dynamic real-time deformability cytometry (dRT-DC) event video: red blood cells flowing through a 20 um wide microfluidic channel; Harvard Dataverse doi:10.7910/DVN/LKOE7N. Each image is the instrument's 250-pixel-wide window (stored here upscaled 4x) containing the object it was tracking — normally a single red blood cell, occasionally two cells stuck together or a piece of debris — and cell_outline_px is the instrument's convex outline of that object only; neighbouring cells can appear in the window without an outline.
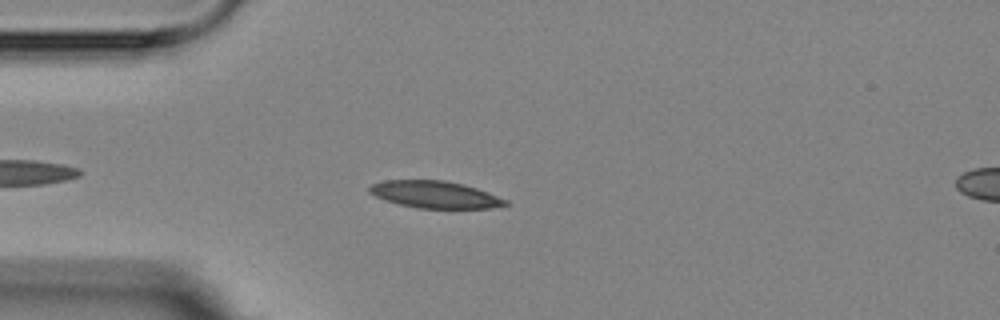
{"species": "Egyptian fruit bat (a non-hibernating species)", "species_latin": "Rousettus aegyptiacus", "temperature_condition": "room temperature", "stored_images_in_passage": 5, "segment_of_instrument_passage": [1, 2], "camera_frame_rate_fps": 3000, "um_per_image_px": 0.085, "animal": {"sex": "female"}, "frame": {"image": 1, "passage_image": 4, "time_ms": 3.333, "image_size_px": [1000, 320], "cell_outline_px": [[512, 204], [492, 208], [416, 208], [384, 200], [368, 192], [368, 188], [372, 184], [384, 180], [444, 180], [464, 184], [488, 192], [508, 200]], "centroid_in_image_um": [37.0, 16.54], "position_along_channel_um": 48.0, "area_um2": 21.56}}